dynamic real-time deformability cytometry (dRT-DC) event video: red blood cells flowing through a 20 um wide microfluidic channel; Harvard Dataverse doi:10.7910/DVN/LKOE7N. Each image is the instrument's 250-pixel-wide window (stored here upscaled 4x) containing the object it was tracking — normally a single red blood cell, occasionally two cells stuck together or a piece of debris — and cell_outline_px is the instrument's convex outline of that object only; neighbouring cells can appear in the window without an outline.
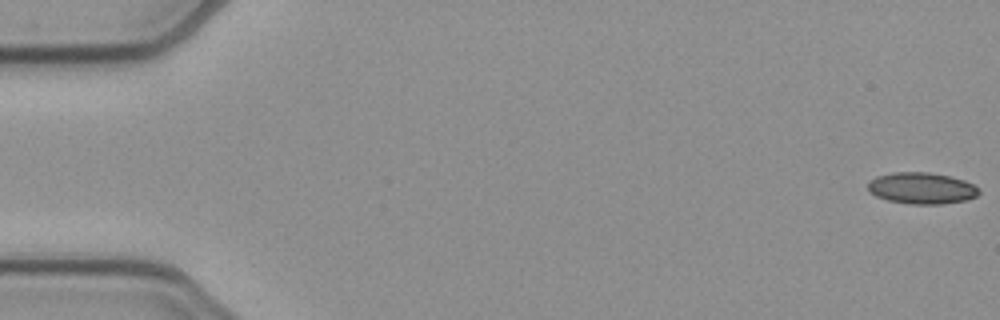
{"species": "common noctule bat (a hibernating species)", "species_latin": "Nyctalus noctula", "temperature_condition": "cold", "stored_images_in_passage": 53, "camera_frame_rate_fps": 3000, "um_per_image_px": 0.085, "animal": {"sex": "female", "body_mass_g": 21.9}, "frame": {"image": 1, "passage_image": 1, "time_ms": 0.0, "image_size_px": [1000, 320], "cell_outline_px": [[980, 192], [976, 196], [968, 200], [940, 204], [912, 204], [888, 200], [876, 196], [868, 188], [868, 180], [876, 176], [892, 172], [928, 172], [948, 176], [964, 180], [972, 184]], "centroid_in_image_um": [78.32, 15.99], "position_along_channel_um": 6.7, "area_um2": 20.23}}
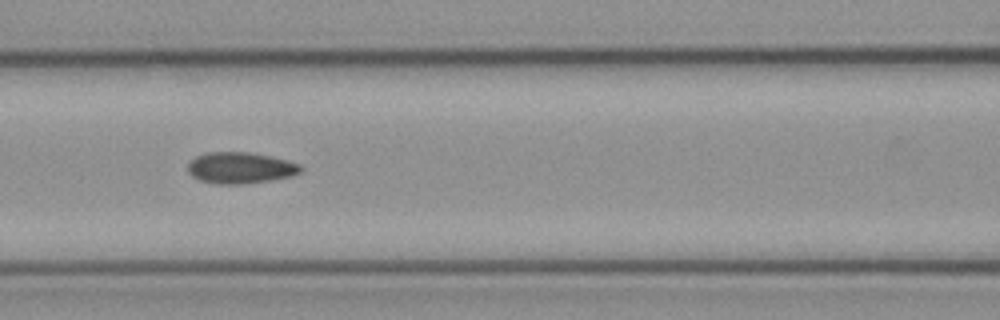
{"frame": {"image": 2, "passage_image": 23, "time_ms": 7.333, "image_size_px": [1000, 320], "cell_outline_px": [[304, 168], [300, 172], [292, 176], [272, 180], [240, 184], [216, 184], [200, 180], [192, 176], [188, 172], [188, 164], [196, 156], [208, 152], [248, 152], [272, 156], [288, 160], [300, 164]], "centroid_in_image_um": [20.46, 14.26], "position_along_channel_um": 146.1, "area_um2": 20.69}}
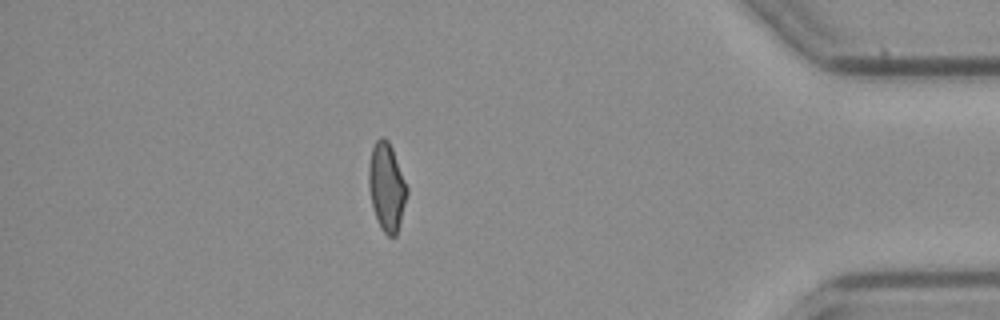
{"frame": {"image": 3, "passage_image": 46, "time_ms": 15.0, "image_size_px": [1000, 320], "cell_outline_px": [[408, 192], [396, 236], [388, 236], [380, 228], [372, 204], [368, 188], [368, 164], [372, 148], [376, 140], [380, 136], [384, 136], [388, 140], [392, 148], [408, 188]], "centroid_in_image_um": [32.85, 15.85], "position_along_channel_um": 402.4, "area_um2": 19.59}, "authors_computed_cell_mechanics": {"area_um2": 20.1144, "velocity_mm_per_s": 3.9125, "shape_relaxation_time_tau1_ms": null, "shape_relaxation_time_tau2_ms": 2.3661, "deformation_change_tau1": null, "deformation_change_tau2": 0.0804}}